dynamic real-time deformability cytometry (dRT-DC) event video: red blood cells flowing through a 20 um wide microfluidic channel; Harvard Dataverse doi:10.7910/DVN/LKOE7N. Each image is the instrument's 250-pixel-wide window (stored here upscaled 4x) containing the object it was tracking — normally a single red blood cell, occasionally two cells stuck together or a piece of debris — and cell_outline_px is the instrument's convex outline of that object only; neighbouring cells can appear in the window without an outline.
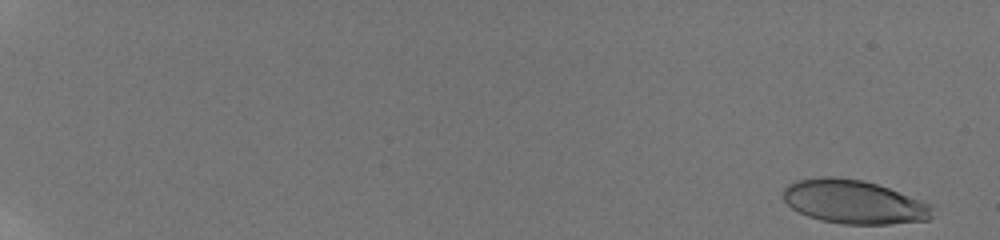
{"species": "human", "species_latin": "Homo sapiens", "temperature_condition": "room temperature", "stored_images_in_passage": 22, "camera_frame_rate_fps": 3000, "um_per_image_px": 0.085, "donor": {"sex": "male"}, "frame": {"image": 1, "passage_image": 1, "time_ms": 0.0, "image_size_px": [1000, 240], "cell_outline_px": [[932, 216], [928, 220], [888, 224], [844, 224], [820, 220], [808, 216], [792, 208], [784, 200], [784, 188], [788, 184], [796, 180], [820, 176], [832, 176], [860, 180], [876, 184], [888, 188], [920, 200], [928, 204], [932, 208]], "centroid_in_image_um": [72.54, 17.16], "position_along_channel_um": 12.5, "area_um2": 37.69}}
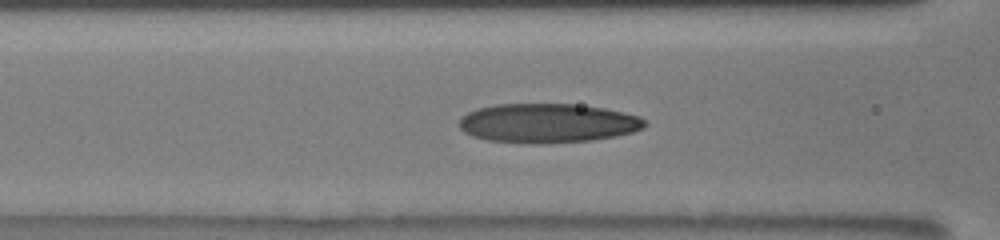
{"frame": {"image": 2, "passage_image": 16, "time_ms": 8.667, "image_size_px": [1000, 240], "cell_outline_px": [[648, 124], [644, 128], [632, 132], [616, 136], [592, 140], [548, 144], [532, 144], [488, 140], [472, 136], [464, 132], [460, 128], [460, 120], [468, 112], [476, 108], [496, 104], [576, 104], [604, 108], [624, 112], [640, 116]], "centroid_in_image_um": [46.57, 10.47], "position_along_channel_um": 120.0, "area_um2": 42.77}}
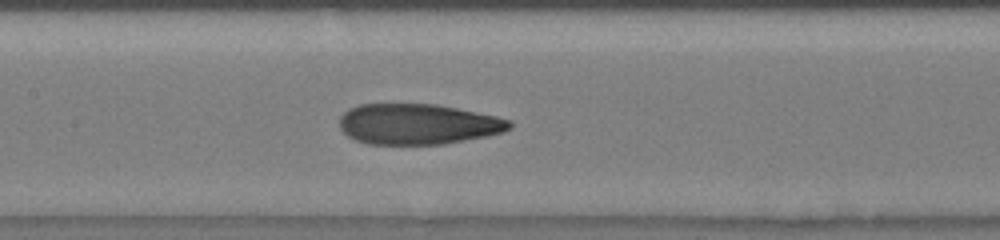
{"frame": {"image": 3, "passage_image": 22, "time_ms": 10.0, "image_size_px": [1000, 240], "cell_outline_px": [[512, 128], [504, 132], [444, 144], [368, 144], [356, 140], [348, 136], [340, 128], [340, 116], [348, 108], [360, 104], [436, 104], [496, 116], [512, 120]], "centroid_in_image_um": [35.52, 10.54], "position_along_channel_um": 171.9, "area_um2": 40.23}}